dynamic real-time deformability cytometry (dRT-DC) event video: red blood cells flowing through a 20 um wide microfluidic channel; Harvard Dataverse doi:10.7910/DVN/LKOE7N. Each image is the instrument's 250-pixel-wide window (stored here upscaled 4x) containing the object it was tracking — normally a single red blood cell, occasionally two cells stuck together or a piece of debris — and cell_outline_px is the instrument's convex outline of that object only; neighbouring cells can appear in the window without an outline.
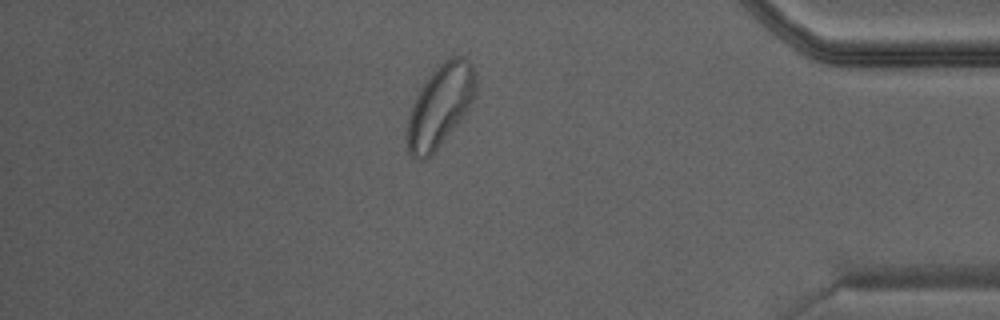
{"species": "Egyptian fruit bat (a non-hibernating species)", "species_latin": "Rousettus aegyptiacus", "temperature_condition": "warm", "stored_images_in_passage": 27, "camera_frame_rate_fps": 3000, "um_per_image_px": 0.085, "animal": {"sex": "male"}, "frame": {"image": 1, "passage_image": 23, "time_ms": 7.333, "image_size_px": [1000, 320], "cell_outline_px": [[476, 92], [468, 108], [436, 148], [424, 160], [416, 160], [408, 152], [408, 116], [412, 104], [420, 88], [436, 64], [452, 56], [464, 56], [472, 64], [476, 72]], "centroid_in_image_um": [37.41, 8.9], "position_along_channel_um": 397.8, "area_um2": 32.25}}